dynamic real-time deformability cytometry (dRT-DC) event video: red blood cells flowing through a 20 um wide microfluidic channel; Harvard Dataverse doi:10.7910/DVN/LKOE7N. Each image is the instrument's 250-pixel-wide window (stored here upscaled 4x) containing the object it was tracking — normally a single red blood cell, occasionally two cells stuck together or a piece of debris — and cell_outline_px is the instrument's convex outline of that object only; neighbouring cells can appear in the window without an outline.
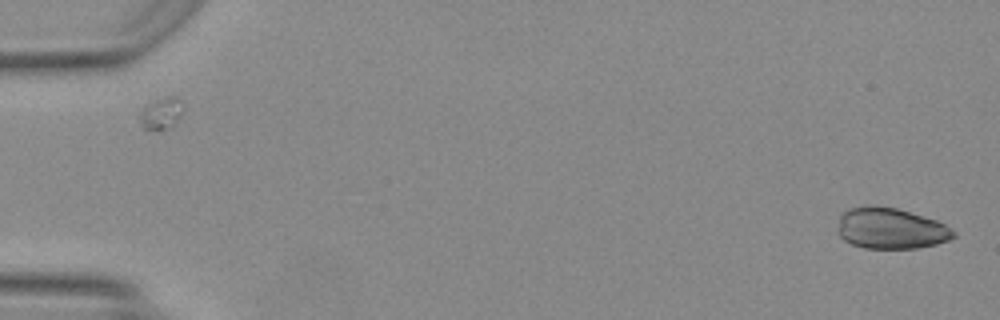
{"species": "Egyptian fruit bat (a non-hibernating species)", "species_latin": "Rousettus aegyptiacus", "temperature_condition": "warm", "stored_images_in_passage": 49, "camera_frame_rate_fps": 3000, "um_per_image_px": 0.085, "animal": {"sex": "female"}, "frame": {"image": 1, "passage_image": 1, "time_ms": 0.0, "image_size_px": [1000, 320], "cell_outline_px": [[956, 236], [948, 240], [936, 244], [916, 248], [864, 248], [852, 244], [844, 240], [840, 236], [840, 216], [848, 208], [868, 204], [872, 204], [896, 208], [936, 220], [944, 224], [956, 232]], "centroid_in_image_um": [75.72, 19.4], "position_along_channel_um": 9.3, "area_um2": 27.57}}
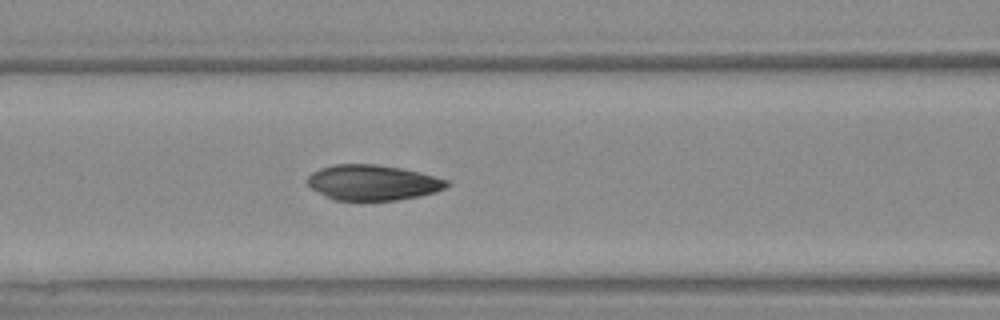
{"frame": {"image": 2, "passage_image": 21, "time_ms": 6.667, "image_size_px": [1000, 320], "cell_outline_px": [[448, 184], [444, 188], [436, 192], [420, 196], [396, 200], [332, 200], [312, 188], [308, 184], [308, 176], [312, 172], [320, 168], [332, 164], [376, 164], [400, 168], [420, 172], [448, 180]], "centroid_in_image_um": [31.67, 15.51], "position_along_channel_um": 134.9, "area_um2": 28.67}}
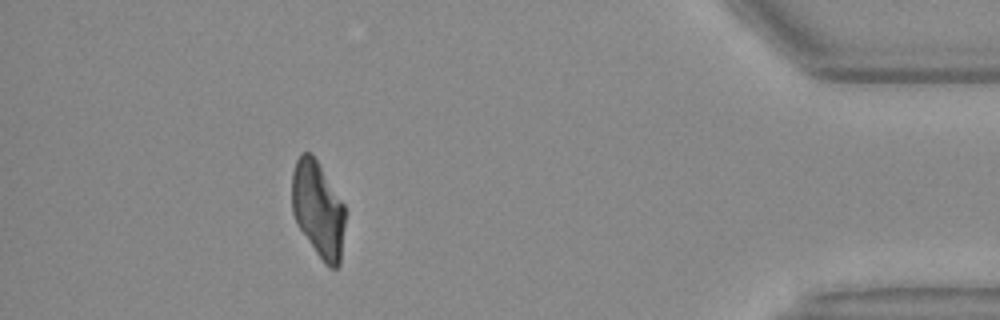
{"frame": {"image": 3, "passage_image": 44, "time_ms": 14.333, "image_size_px": [1000, 320], "cell_outline_px": [[344, 224], [340, 264], [336, 268], [328, 268], [324, 264], [300, 228], [292, 212], [292, 172], [296, 160], [300, 152], [312, 152], [344, 204]], "centroid_in_image_um": [27.03, 17.77], "position_along_channel_um": 408.2, "area_um2": 29.65}, "authors_computed_cell_mechanics": {"area_um2": 29.6514, "velocity_mm_per_s": 4.2106, "shape_relaxation_time_tau1_ms": 2.0269, "shape_relaxation_time_tau2_ms": null, "deformation_change_tau1": 0.061, "deformation_change_tau2": null}}